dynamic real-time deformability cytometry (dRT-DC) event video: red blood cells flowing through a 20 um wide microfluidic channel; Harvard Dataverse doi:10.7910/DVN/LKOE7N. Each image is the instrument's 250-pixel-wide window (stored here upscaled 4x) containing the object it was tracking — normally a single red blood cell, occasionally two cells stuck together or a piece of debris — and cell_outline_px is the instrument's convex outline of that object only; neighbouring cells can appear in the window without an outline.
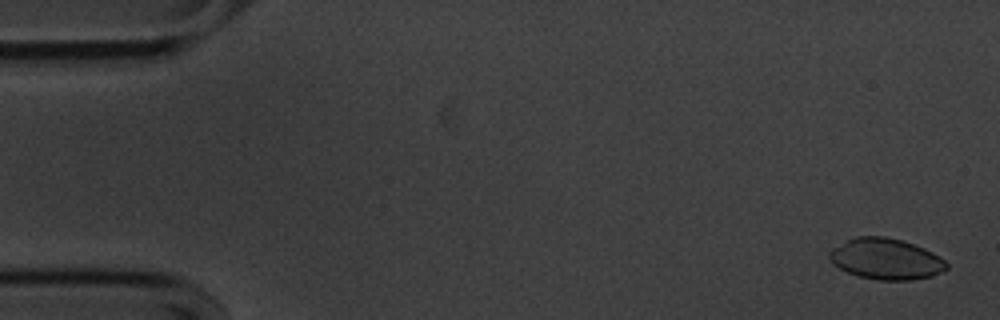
{"species": "common noctule bat (a hibernating species)", "species_latin": "Nyctalus noctula", "temperature_condition": "cold", "stored_images_in_passage": 55, "camera_frame_rate_fps": 3000, "um_per_image_px": 0.085, "animal": {"sex": "male", "body_mass_g": 20.1, "forearm_length_mm": 53.5}, "frame": {"image": 1, "passage_image": 1, "time_ms": 0.0, "image_size_px": [1000, 320], "cell_outline_px": [[948, 268], [932, 276], [912, 280], [876, 280], [860, 276], [848, 272], [840, 268], [828, 260], [828, 252], [832, 248], [856, 236], [888, 236], [904, 240], [924, 248], [932, 252], [944, 260], [948, 264]], "centroid_in_image_um": [75.3, 22.0], "position_along_channel_um": 9.7, "area_um2": 28.09}}
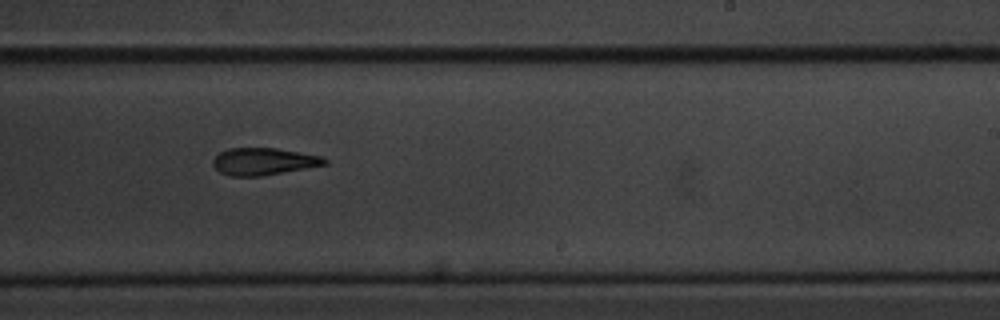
{"frame": {"image": 2, "passage_image": 33, "time_ms": 10.667, "image_size_px": [1000, 320], "cell_outline_px": [[328, 164], [260, 176], [228, 176], [220, 172], [212, 164], [212, 160], [220, 152], [228, 148], [276, 148], [320, 156], [328, 160]], "centroid_in_image_um": [22.37, 13.72], "position_along_channel_um": 266.6, "area_um2": 17.51}}
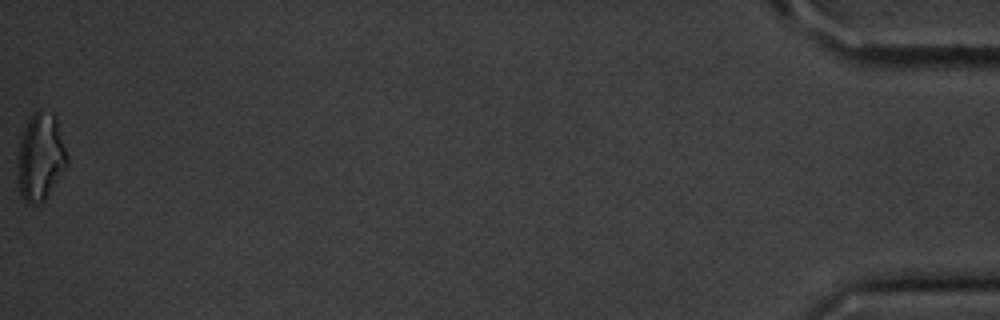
{"frame": {"image": 3, "passage_image": 55, "time_ms": 18.0, "image_size_px": [1000, 320], "cell_outline_px": [[68, 164], [44, 200], [40, 204], [28, 204], [24, 200], [20, 192], [20, 140], [24, 128], [32, 112], [40, 108], [56, 116], [68, 156]], "centroid_in_image_um": [3.49, 13.3], "position_along_channel_um": 431.7, "area_um2": 24.68}, "authors_computed_cell_mechanics": {"area_um2": 23.6402, "velocity_mm_per_s": 3.5936, "shape_relaxation_time_tau1_ms": null, "shape_relaxation_time_tau2_ms": 5.1618, "deformation_change_tau1": null, "deformation_change_tau2": 0.1644}}